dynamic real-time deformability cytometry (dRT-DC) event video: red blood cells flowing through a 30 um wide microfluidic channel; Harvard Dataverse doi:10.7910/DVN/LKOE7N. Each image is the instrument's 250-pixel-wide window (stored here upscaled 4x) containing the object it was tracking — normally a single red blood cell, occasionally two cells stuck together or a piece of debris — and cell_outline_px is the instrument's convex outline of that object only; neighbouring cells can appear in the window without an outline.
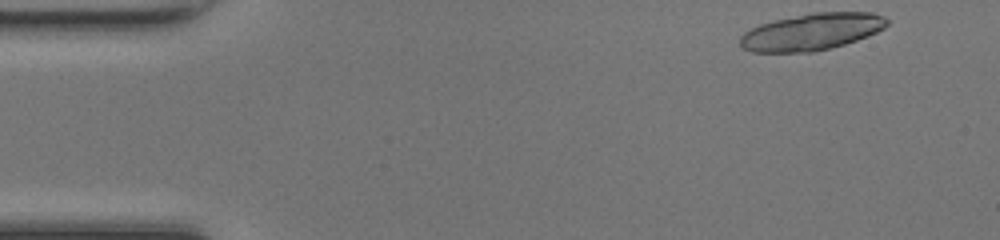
{"species": "common noctule bat (a hibernating species)", "species_latin": "Nyctalus noctula", "temperature_condition": "room temperature", "stored_images_in_passage": 13, "camera_frame_rate_fps": 3000, "um_per_image_px": 0.085, "animal": {"sex": "female", "body_mass_g": 17.0, "forearm_length_mm": 48.0}, "frame": {"image": 1, "passage_image": 1, "time_ms": 0.0, "image_size_px": [1000, 240], "cell_outline_px": [[888, 24], [884, 28], [868, 36], [844, 44], [812, 52], [752, 52], [744, 48], [740, 44], [740, 36], [744, 32], [760, 24], [772, 20], [812, 12], [872, 12], [884, 16], [888, 20]], "centroid_in_image_um": [68.99, 2.69], "position_along_channel_um": 16.0, "area_um2": 31.56}}